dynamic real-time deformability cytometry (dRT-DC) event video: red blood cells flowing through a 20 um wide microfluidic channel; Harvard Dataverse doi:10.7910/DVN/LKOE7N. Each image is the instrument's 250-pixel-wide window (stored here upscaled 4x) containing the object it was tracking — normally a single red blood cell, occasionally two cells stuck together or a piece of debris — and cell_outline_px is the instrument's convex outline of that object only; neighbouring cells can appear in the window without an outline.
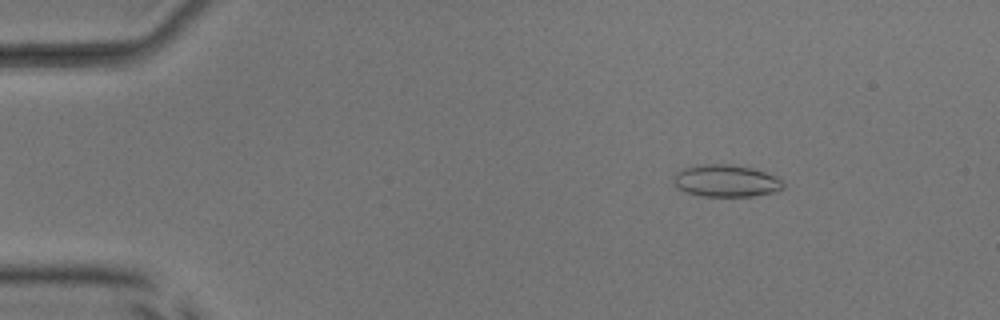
{"species": "common noctule bat (a hibernating species)", "species_latin": "Nyctalus noctula", "temperature_condition": "room temperature", "stored_images_in_passage": 49, "camera_frame_rate_fps": 3000, "um_per_image_px": 0.085, "animal": {"sex": "male", "body_mass_g": 17.9, "forearm_length_mm": 54.2}, "frame": {"image": 1, "passage_image": 5, "time_ms": 1.333, "image_size_px": [1000, 320], "cell_outline_px": [[784, 188], [776, 192], [752, 196], [704, 196], [688, 192], [676, 188], [672, 180], [676, 172], [684, 168], [700, 164], [732, 164], [764, 172], [776, 176], [784, 180]], "centroid_in_image_um": [61.72, 15.37], "position_along_channel_um": 23.3, "area_um2": 20.58}}
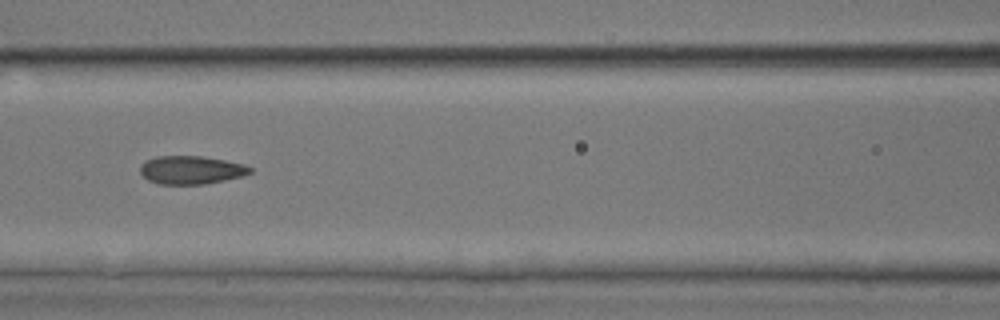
{"frame": {"image": 2, "passage_image": 21, "time_ms": 6.667, "image_size_px": [1000, 320], "cell_outline_px": [[252, 172], [244, 176], [204, 184], [156, 184], [148, 180], [140, 172], [140, 164], [144, 160], [156, 156], [200, 156], [224, 160], [244, 164], [252, 168]], "centroid_in_image_um": [16.22, 14.44], "position_along_channel_um": 150.4, "area_um2": 18.21}}
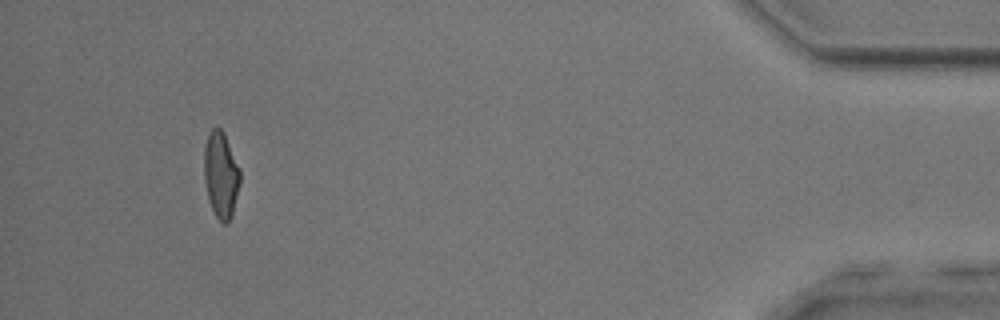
{"frame": {"image": 3, "passage_image": 46, "time_ms": 15.0, "image_size_px": [1000, 320], "cell_outline_px": [[240, 184], [232, 216], [228, 224], [224, 224], [216, 216], [208, 200], [204, 180], [204, 148], [208, 136], [212, 128], [220, 128], [224, 132], [240, 168]], "centroid_in_image_um": [18.79, 14.88], "position_along_channel_um": 416.4, "area_um2": 18.21}, "authors_computed_cell_mechanics": {"area_um2": 18.4382, "velocity_mm_per_s": 3.9979, "shape_relaxation_time_tau1_ms": null, "shape_relaxation_time_tau2_ms": 1.773, "deformation_change_tau1": null, "deformation_change_tau2": 0.0823}}